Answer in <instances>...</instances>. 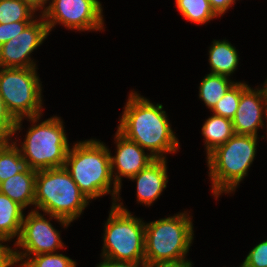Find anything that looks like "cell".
<instances>
[{
  "label": "cell",
  "instance_id": "obj_1",
  "mask_svg": "<svg viewBox=\"0 0 267 267\" xmlns=\"http://www.w3.org/2000/svg\"><path fill=\"white\" fill-rule=\"evenodd\" d=\"M118 124V131L150 151L155 159H166L167 153H176L179 140L171 129L163 105H154L150 100L131 92ZM166 153V154H165Z\"/></svg>",
  "mask_w": 267,
  "mask_h": 267
},
{
  "label": "cell",
  "instance_id": "obj_2",
  "mask_svg": "<svg viewBox=\"0 0 267 267\" xmlns=\"http://www.w3.org/2000/svg\"><path fill=\"white\" fill-rule=\"evenodd\" d=\"M64 167L89 200L111 194L112 205L120 202L121 188L114 181L110 150L105 143L96 139L75 143L67 152Z\"/></svg>",
  "mask_w": 267,
  "mask_h": 267
},
{
  "label": "cell",
  "instance_id": "obj_3",
  "mask_svg": "<svg viewBox=\"0 0 267 267\" xmlns=\"http://www.w3.org/2000/svg\"><path fill=\"white\" fill-rule=\"evenodd\" d=\"M193 236L192 218L186 211L145 223V262L193 264L186 260Z\"/></svg>",
  "mask_w": 267,
  "mask_h": 267
},
{
  "label": "cell",
  "instance_id": "obj_4",
  "mask_svg": "<svg viewBox=\"0 0 267 267\" xmlns=\"http://www.w3.org/2000/svg\"><path fill=\"white\" fill-rule=\"evenodd\" d=\"M258 136L234 134L225 144L207 155L212 193H232L247 176L255 159Z\"/></svg>",
  "mask_w": 267,
  "mask_h": 267
},
{
  "label": "cell",
  "instance_id": "obj_5",
  "mask_svg": "<svg viewBox=\"0 0 267 267\" xmlns=\"http://www.w3.org/2000/svg\"><path fill=\"white\" fill-rule=\"evenodd\" d=\"M89 202L65 167L37 171L34 210L73 222Z\"/></svg>",
  "mask_w": 267,
  "mask_h": 267
},
{
  "label": "cell",
  "instance_id": "obj_6",
  "mask_svg": "<svg viewBox=\"0 0 267 267\" xmlns=\"http://www.w3.org/2000/svg\"><path fill=\"white\" fill-rule=\"evenodd\" d=\"M41 116L28 118L32 127L28 128L19 148L22 158L35 171L64 167L70 145L63 120L54 116L37 123Z\"/></svg>",
  "mask_w": 267,
  "mask_h": 267
},
{
  "label": "cell",
  "instance_id": "obj_7",
  "mask_svg": "<svg viewBox=\"0 0 267 267\" xmlns=\"http://www.w3.org/2000/svg\"><path fill=\"white\" fill-rule=\"evenodd\" d=\"M104 227L102 258L145 261V222L134 217L122 202L111 206Z\"/></svg>",
  "mask_w": 267,
  "mask_h": 267
},
{
  "label": "cell",
  "instance_id": "obj_8",
  "mask_svg": "<svg viewBox=\"0 0 267 267\" xmlns=\"http://www.w3.org/2000/svg\"><path fill=\"white\" fill-rule=\"evenodd\" d=\"M37 67H1L0 94L9 112L17 120L15 132L21 131L22 121L42 114V84Z\"/></svg>",
  "mask_w": 267,
  "mask_h": 267
},
{
  "label": "cell",
  "instance_id": "obj_9",
  "mask_svg": "<svg viewBox=\"0 0 267 267\" xmlns=\"http://www.w3.org/2000/svg\"><path fill=\"white\" fill-rule=\"evenodd\" d=\"M49 216L50 218L47 220L44 215L34 209L28 212L26 217L24 215L20 235L14 243L17 246L14 248L24 250H14L16 264L21 261V264L17 266L21 267L31 256L54 253L59 248L65 247L59 231L53 227L50 221L55 219L63 227H67L71 222L51 214Z\"/></svg>",
  "mask_w": 267,
  "mask_h": 267
},
{
  "label": "cell",
  "instance_id": "obj_10",
  "mask_svg": "<svg viewBox=\"0 0 267 267\" xmlns=\"http://www.w3.org/2000/svg\"><path fill=\"white\" fill-rule=\"evenodd\" d=\"M47 7L41 16L49 33L57 23L82 32L105 29L102 4L98 0H51Z\"/></svg>",
  "mask_w": 267,
  "mask_h": 267
},
{
  "label": "cell",
  "instance_id": "obj_11",
  "mask_svg": "<svg viewBox=\"0 0 267 267\" xmlns=\"http://www.w3.org/2000/svg\"><path fill=\"white\" fill-rule=\"evenodd\" d=\"M41 20V21H40ZM39 21V22H38ZM49 35L44 18L33 20L20 34L0 46V68L36 67L30 55Z\"/></svg>",
  "mask_w": 267,
  "mask_h": 267
},
{
  "label": "cell",
  "instance_id": "obj_12",
  "mask_svg": "<svg viewBox=\"0 0 267 267\" xmlns=\"http://www.w3.org/2000/svg\"><path fill=\"white\" fill-rule=\"evenodd\" d=\"M264 113L267 121V103L263 89H253L241 82V98L232 119L235 134L258 136V129L264 127Z\"/></svg>",
  "mask_w": 267,
  "mask_h": 267
},
{
  "label": "cell",
  "instance_id": "obj_13",
  "mask_svg": "<svg viewBox=\"0 0 267 267\" xmlns=\"http://www.w3.org/2000/svg\"><path fill=\"white\" fill-rule=\"evenodd\" d=\"M114 139L117 151L115 156H112L110 152L111 170L115 183L121 188L122 177L131 178L146 168L155 158L148 153L146 154L142 147L118 130Z\"/></svg>",
  "mask_w": 267,
  "mask_h": 267
},
{
  "label": "cell",
  "instance_id": "obj_14",
  "mask_svg": "<svg viewBox=\"0 0 267 267\" xmlns=\"http://www.w3.org/2000/svg\"><path fill=\"white\" fill-rule=\"evenodd\" d=\"M129 179L137 181V203L151 206L160 197L163 189L167 187L166 159H155L146 168Z\"/></svg>",
  "mask_w": 267,
  "mask_h": 267
},
{
  "label": "cell",
  "instance_id": "obj_15",
  "mask_svg": "<svg viewBox=\"0 0 267 267\" xmlns=\"http://www.w3.org/2000/svg\"><path fill=\"white\" fill-rule=\"evenodd\" d=\"M36 175L37 171L27 167L23 172L1 182L0 192L24 209L29 205H34Z\"/></svg>",
  "mask_w": 267,
  "mask_h": 267
},
{
  "label": "cell",
  "instance_id": "obj_16",
  "mask_svg": "<svg viewBox=\"0 0 267 267\" xmlns=\"http://www.w3.org/2000/svg\"><path fill=\"white\" fill-rule=\"evenodd\" d=\"M211 74L229 77L239 63V55L234 46L227 40H214L209 49Z\"/></svg>",
  "mask_w": 267,
  "mask_h": 267
},
{
  "label": "cell",
  "instance_id": "obj_17",
  "mask_svg": "<svg viewBox=\"0 0 267 267\" xmlns=\"http://www.w3.org/2000/svg\"><path fill=\"white\" fill-rule=\"evenodd\" d=\"M21 205L11 200L7 195L0 192V239L10 241L21 232L24 218Z\"/></svg>",
  "mask_w": 267,
  "mask_h": 267
},
{
  "label": "cell",
  "instance_id": "obj_18",
  "mask_svg": "<svg viewBox=\"0 0 267 267\" xmlns=\"http://www.w3.org/2000/svg\"><path fill=\"white\" fill-rule=\"evenodd\" d=\"M201 130L207 155L235 134L232 120L215 114L206 119Z\"/></svg>",
  "mask_w": 267,
  "mask_h": 267
},
{
  "label": "cell",
  "instance_id": "obj_19",
  "mask_svg": "<svg viewBox=\"0 0 267 267\" xmlns=\"http://www.w3.org/2000/svg\"><path fill=\"white\" fill-rule=\"evenodd\" d=\"M234 83L230 77L209 73L200 82L198 96L212 110Z\"/></svg>",
  "mask_w": 267,
  "mask_h": 267
},
{
  "label": "cell",
  "instance_id": "obj_20",
  "mask_svg": "<svg viewBox=\"0 0 267 267\" xmlns=\"http://www.w3.org/2000/svg\"><path fill=\"white\" fill-rule=\"evenodd\" d=\"M17 141L0 142V183L27 168Z\"/></svg>",
  "mask_w": 267,
  "mask_h": 267
},
{
  "label": "cell",
  "instance_id": "obj_21",
  "mask_svg": "<svg viewBox=\"0 0 267 267\" xmlns=\"http://www.w3.org/2000/svg\"><path fill=\"white\" fill-rule=\"evenodd\" d=\"M181 15L196 24H204L218 17L208 0H175Z\"/></svg>",
  "mask_w": 267,
  "mask_h": 267
},
{
  "label": "cell",
  "instance_id": "obj_22",
  "mask_svg": "<svg viewBox=\"0 0 267 267\" xmlns=\"http://www.w3.org/2000/svg\"><path fill=\"white\" fill-rule=\"evenodd\" d=\"M34 12L22 0H0V24L33 21Z\"/></svg>",
  "mask_w": 267,
  "mask_h": 267
},
{
  "label": "cell",
  "instance_id": "obj_23",
  "mask_svg": "<svg viewBox=\"0 0 267 267\" xmlns=\"http://www.w3.org/2000/svg\"><path fill=\"white\" fill-rule=\"evenodd\" d=\"M241 98V82H235L211 110L213 114L233 119Z\"/></svg>",
  "mask_w": 267,
  "mask_h": 267
},
{
  "label": "cell",
  "instance_id": "obj_24",
  "mask_svg": "<svg viewBox=\"0 0 267 267\" xmlns=\"http://www.w3.org/2000/svg\"><path fill=\"white\" fill-rule=\"evenodd\" d=\"M21 267H76V261L54 252L31 256Z\"/></svg>",
  "mask_w": 267,
  "mask_h": 267
},
{
  "label": "cell",
  "instance_id": "obj_25",
  "mask_svg": "<svg viewBox=\"0 0 267 267\" xmlns=\"http://www.w3.org/2000/svg\"><path fill=\"white\" fill-rule=\"evenodd\" d=\"M17 120L9 112L0 94V142L12 141ZM11 138V139H10Z\"/></svg>",
  "mask_w": 267,
  "mask_h": 267
},
{
  "label": "cell",
  "instance_id": "obj_26",
  "mask_svg": "<svg viewBox=\"0 0 267 267\" xmlns=\"http://www.w3.org/2000/svg\"><path fill=\"white\" fill-rule=\"evenodd\" d=\"M242 265L243 267H267V240L251 249Z\"/></svg>",
  "mask_w": 267,
  "mask_h": 267
},
{
  "label": "cell",
  "instance_id": "obj_27",
  "mask_svg": "<svg viewBox=\"0 0 267 267\" xmlns=\"http://www.w3.org/2000/svg\"><path fill=\"white\" fill-rule=\"evenodd\" d=\"M32 21L0 24V46L20 34Z\"/></svg>",
  "mask_w": 267,
  "mask_h": 267
},
{
  "label": "cell",
  "instance_id": "obj_28",
  "mask_svg": "<svg viewBox=\"0 0 267 267\" xmlns=\"http://www.w3.org/2000/svg\"><path fill=\"white\" fill-rule=\"evenodd\" d=\"M7 242L0 239V267H11L15 266L14 249L2 243Z\"/></svg>",
  "mask_w": 267,
  "mask_h": 267
},
{
  "label": "cell",
  "instance_id": "obj_29",
  "mask_svg": "<svg viewBox=\"0 0 267 267\" xmlns=\"http://www.w3.org/2000/svg\"><path fill=\"white\" fill-rule=\"evenodd\" d=\"M96 267H147V263L145 261L129 262L103 258V262Z\"/></svg>",
  "mask_w": 267,
  "mask_h": 267
},
{
  "label": "cell",
  "instance_id": "obj_30",
  "mask_svg": "<svg viewBox=\"0 0 267 267\" xmlns=\"http://www.w3.org/2000/svg\"><path fill=\"white\" fill-rule=\"evenodd\" d=\"M214 12L220 17L228 8L233 6L235 0H208Z\"/></svg>",
  "mask_w": 267,
  "mask_h": 267
},
{
  "label": "cell",
  "instance_id": "obj_31",
  "mask_svg": "<svg viewBox=\"0 0 267 267\" xmlns=\"http://www.w3.org/2000/svg\"><path fill=\"white\" fill-rule=\"evenodd\" d=\"M24 3H26L30 8H32L35 13L36 11L41 10L40 12L43 15V13L47 10L48 7H46L45 5H47V2H49L50 0H22Z\"/></svg>",
  "mask_w": 267,
  "mask_h": 267
},
{
  "label": "cell",
  "instance_id": "obj_32",
  "mask_svg": "<svg viewBox=\"0 0 267 267\" xmlns=\"http://www.w3.org/2000/svg\"><path fill=\"white\" fill-rule=\"evenodd\" d=\"M147 267H192V264H148Z\"/></svg>",
  "mask_w": 267,
  "mask_h": 267
},
{
  "label": "cell",
  "instance_id": "obj_33",
  "mask_svg": "<svg viewBox=\"0 0 267 267\" xmlns=\"http://www.w3.org/2000/svg\"><path fill=\"white\" fill-rule=\"evenodd\" d=\"M262 89H263V92H264L265 101L267 103V79L265 80V83H264Z\"/></svg>",
  "mask_w": 267,
  "mask_h": 267
}]
</instances>
